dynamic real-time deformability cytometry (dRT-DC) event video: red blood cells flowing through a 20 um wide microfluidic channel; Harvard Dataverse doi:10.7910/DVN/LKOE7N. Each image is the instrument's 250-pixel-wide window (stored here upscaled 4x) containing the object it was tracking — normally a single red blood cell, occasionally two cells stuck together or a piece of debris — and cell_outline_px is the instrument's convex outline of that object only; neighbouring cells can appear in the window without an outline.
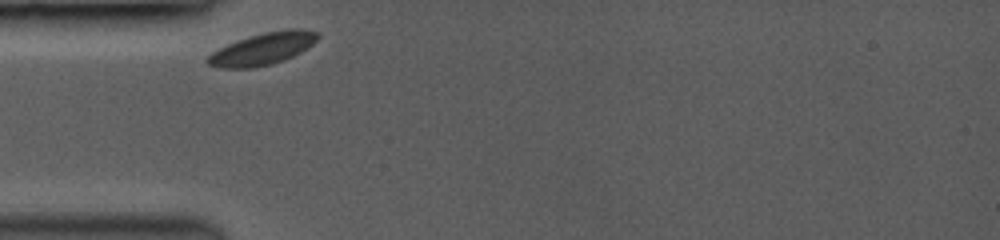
{"species": "common noctule bat (a hibernating species)", "species_latin": "Nyctalus noctula", "temperature_condition": "room temperature", "stored_images_in_passage": 12, "camera_frame_rate_fps": 3500, "um_per_image_px": 0.085, "animal": {"sex": "female", "body_mass_g": 19.0, "forearm_length_mm": 53.3}, "frame": {"image": 1, "passage_image": 1, "time_ms": 0.0, "image_size_px": [1000, 240], "cell_outline_px": [[320, 36], [312, 44], [300, 52], [284, 60], [272, 64], [252, 68], [220, 68], [208, 64], [204, 60], [212, 52], [228, 44], [248, 36], [264, 32], [288, 28], [304, 28], [320, 32]], "centroid_in_image_um": [22.35, 4.13], "position_along_channel_um": 62.6, "area_um2": 20.69}}
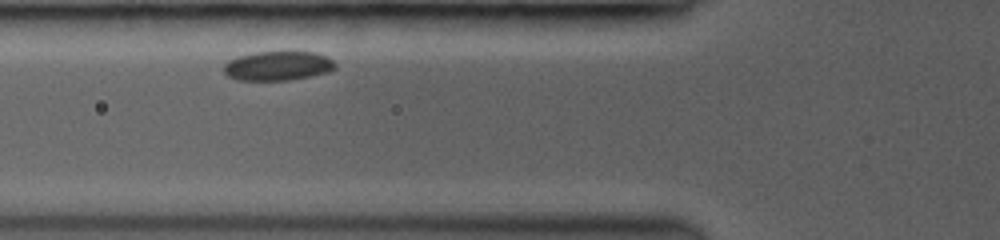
{"frame": {"image": 2, "passage_image": 5, "time_ms": 1.143, "image_size_px": [1000, 240], "cell_outline_px": [[336, 68], [328, 72], [288, 80], [236, 80], [228, 76], [224, 72], [224, 64], [228, 60], [240, 56], [256, 52], [316, 52], [328, 56], [336, 64]], "centroid_in_image_um": [23.62, 5.59], "position_along_channel_um": 102.2, "area_um2": 18.96}}
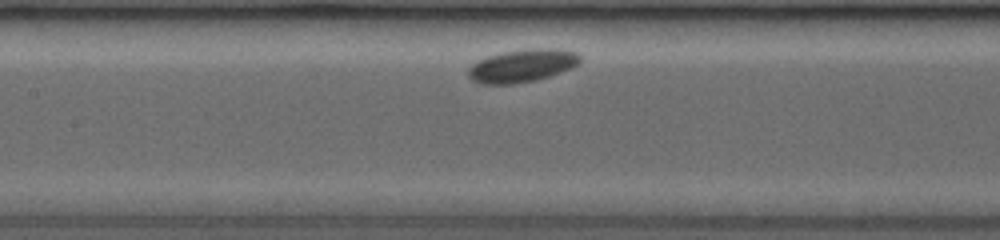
{"frame": {"image": 3, "passage_image": 11, "time_ms": 2.857, "image_size_px": [1000, 240], "cell_outline_px": [[580, 64], [572, 68], [536, 80], [512, 84], [484, 84], [472, 80], [468, 76], [468, 68], [476, 60], [500, 52], [528, 48], [560, 48], [576, 52], [580, 56]], "centroid_in_image_um": [44.39, 5.56], "position_along_channel_um": 163.0, "area_um2": 21.68}}